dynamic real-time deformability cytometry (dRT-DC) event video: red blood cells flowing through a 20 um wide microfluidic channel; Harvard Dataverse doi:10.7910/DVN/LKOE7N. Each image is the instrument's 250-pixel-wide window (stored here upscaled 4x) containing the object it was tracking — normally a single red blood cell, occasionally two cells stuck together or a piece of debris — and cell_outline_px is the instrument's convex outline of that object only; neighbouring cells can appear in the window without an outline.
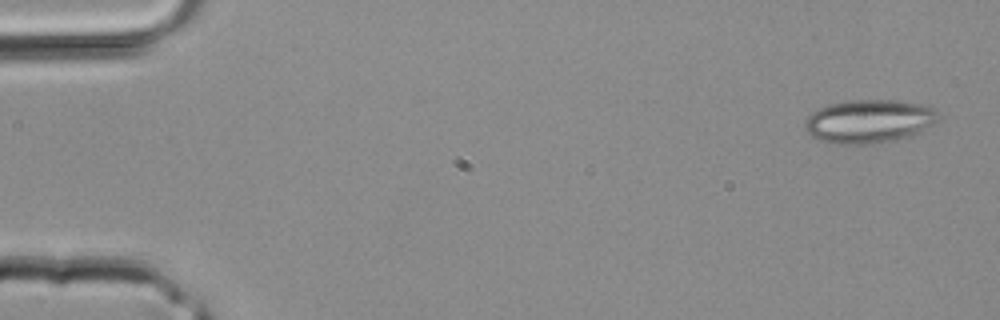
{"species": "common noctule bat (a hibernating species)", "species_latin": "Nyctalus noctula", "temperature_condition": "room temperature", "stored_images_in_passage": 4, "segment_of_instrument_passage": [2, 2], "camera_frame_rate_fps": 3000, "um_per_image_px": 0.085, "animal": {"sex": "male", "body_mass_g": 20.4}, "frame": {"image": 1, "passage_image": 4, "time_ms": 1.0, "image_size_px": [1000, 320], "cell_outline_px": [[936, 120], [932, 124], [920, 132], [908, 136], [872, 144], [836, 144], [820, 140], [812, 136], [804, 128], [804, 124], [808, 116], [812, 112], [828, 104], [852, 100], [900, 100], [924, 104], [936, 108]], "centroid_in_image_um": [73.85, 10.29], "position_along_channel_um": 11.1, "area_um2": 33.64}}